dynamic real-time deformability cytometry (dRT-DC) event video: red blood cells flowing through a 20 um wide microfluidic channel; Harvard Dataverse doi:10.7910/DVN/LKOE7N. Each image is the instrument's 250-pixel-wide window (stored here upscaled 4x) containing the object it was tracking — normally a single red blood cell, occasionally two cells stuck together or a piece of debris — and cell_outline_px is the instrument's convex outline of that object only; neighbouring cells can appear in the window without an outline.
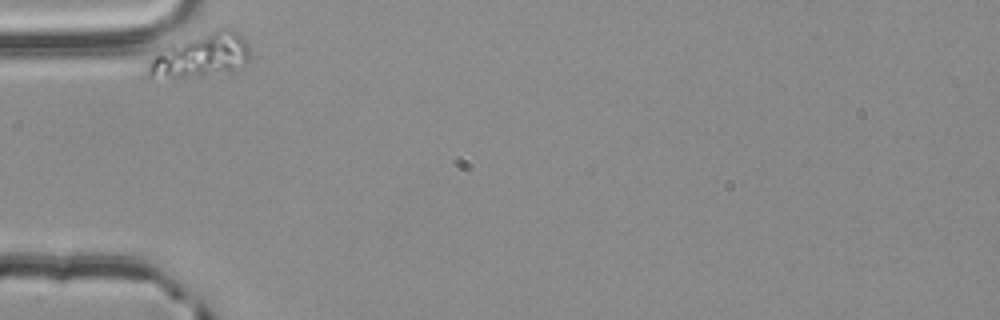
{"species": "common noctule bat (a hibernating species)", "species_latin": "Nyctalus noctula", "temperature_condition": "room temperature", "stored_images_in_passage": 5, "camera_frame_rate_fps": 3000, "um_per_image_px": 0.085, "animal": {"sex": "male", "body_mass_g": 20.4}, "frame": {"image": 1, "passage_image": 1, "time_ms": 0.0, "image_size_px": [1000, 320], "cell_outline_px": [[248, 60], [232, 72], [204, 76], [148, 76], [148, 64], [172, 40], [224, 28], [232, 28], [248, 44]], "centroid_in_image_um": [17.11, 4.68], "position_along_channel_um": 67.9, "area_um2": 25.78}}